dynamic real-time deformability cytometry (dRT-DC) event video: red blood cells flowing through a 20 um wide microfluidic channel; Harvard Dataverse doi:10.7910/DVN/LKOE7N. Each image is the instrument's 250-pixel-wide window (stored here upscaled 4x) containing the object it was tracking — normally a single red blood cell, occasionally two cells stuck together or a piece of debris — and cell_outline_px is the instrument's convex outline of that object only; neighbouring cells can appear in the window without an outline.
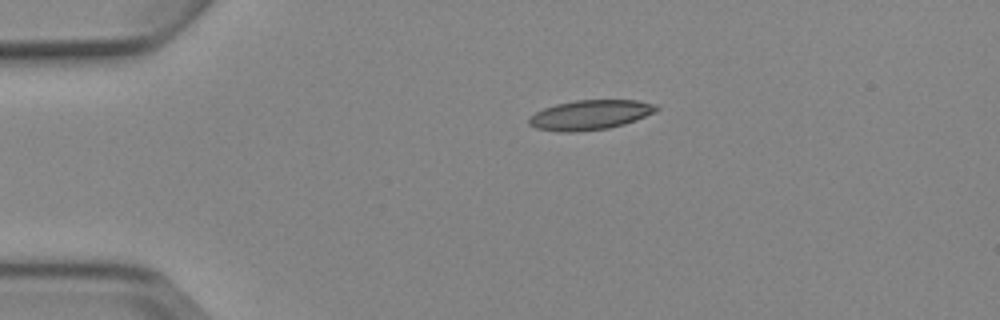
{"species": "Egyptian fruit bat (a non-hibernating species)", "species_latin": "Rousettus aegyptiacus", "temperature_condition": "cold", "stored_images_in_passage": 4, "camera_frame_rate_fps": 3000, "um_per_image_px": 0.085, "animal": {"sex": "female"}, "frame": {"image": 1, "passage_image": 4, "time_ms": 4.667, "image_size_px": [1000, 320], "cell_outline_px": [[660, 108], [656, 112], [636, 120], [624, 124], [608, 128], [576, 132], [560, 132], [536, 128], [528, 124], [528, 116], [544, 108], [556, 104], [576, 100], [636, 100], [656, 104]], "centroid_in_image_um": [50.16, 9.76], "position_along_channel_um": 34.8, "area_um2": 22.2}}